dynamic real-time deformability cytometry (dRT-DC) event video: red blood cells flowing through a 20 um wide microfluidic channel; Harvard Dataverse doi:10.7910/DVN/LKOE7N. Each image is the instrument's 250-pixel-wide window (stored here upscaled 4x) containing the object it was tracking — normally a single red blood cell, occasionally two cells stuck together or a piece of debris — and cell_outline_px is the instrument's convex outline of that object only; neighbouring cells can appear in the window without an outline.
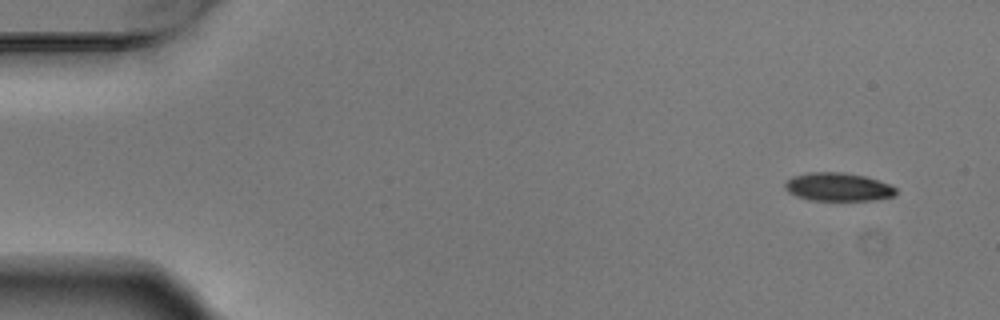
{"species": "Egyptian fruit bat (a non-hibernating species)", "species_latin": "Rousettus aegyptiacus", "temperature_condition": "warm", "stored_images_in_passage": 5, "camera_frame_rate_fps": 3000, "um_per_image_px": 0.085, "animal": {"sex": "male"}, "frame": {"image": 1, "passage_image": 1, "time_ms": 0.0, "image_size_px": [1000, 320], "cell_outline_px": [[896, 196], [876, 200], [808, 200], [796, 196], [788, 192], [784, 188], [784, 180], [792, 176], [808, 172], [844, 172], [864, 176], [892, 184], [896, 188]], "centroid_in_image_um": [71.22, 15.89], "position_along_channel_um": 13.8, "area_um2": 18.67}}
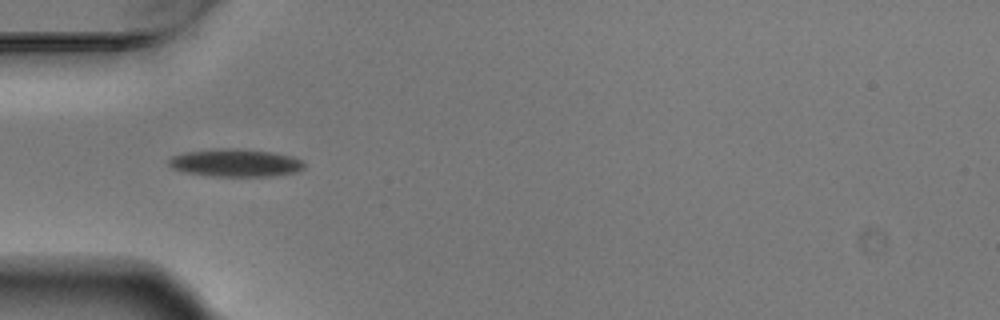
{"frame": {"image": 2, "passage_image": 4, "time_ms": 1.0, "image_size_px": [1000, 320], "cell_outline_px": [[304, 168], [296, 172], [272, 176], [212, 176], [184, 172], [172, 168], [168, 164], [168, 160], [172, 156], [184, 152], [212, 148], [232, 148], [272, 152], [292, 156], [304, 160]], "centroid_in_image_um": [20.0, 13.83], "position_along_channel_um": 65.0, "area_um2": 22.08}}
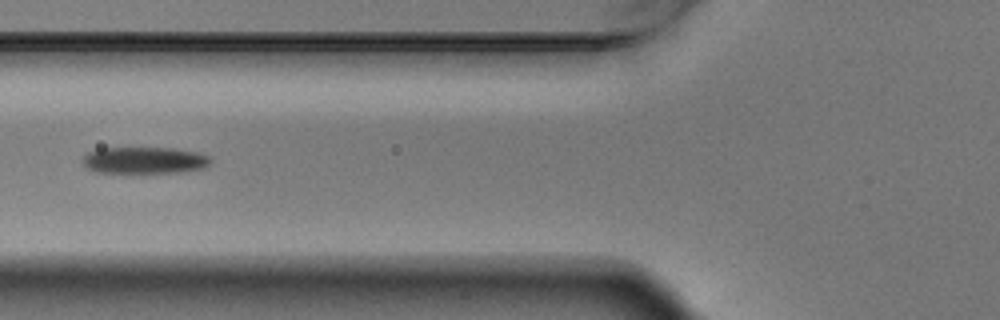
{"frame": {"image": 3, "passage_image": 5, "time_ms": 1.333, "image_size_px": [1000, 320], "cell_outline_px": [[212, 160], [208, 168], [180, 172], [96, 172], [88, 168], [84, 164], [84, 156], [88, 152], [100, 148], [172, 148], [196, 152], [208, 156]], "centroid_in_image_um": [12.33, 13.62], "position_along_channel_um": 113.5, "area_um2": 19.77}}